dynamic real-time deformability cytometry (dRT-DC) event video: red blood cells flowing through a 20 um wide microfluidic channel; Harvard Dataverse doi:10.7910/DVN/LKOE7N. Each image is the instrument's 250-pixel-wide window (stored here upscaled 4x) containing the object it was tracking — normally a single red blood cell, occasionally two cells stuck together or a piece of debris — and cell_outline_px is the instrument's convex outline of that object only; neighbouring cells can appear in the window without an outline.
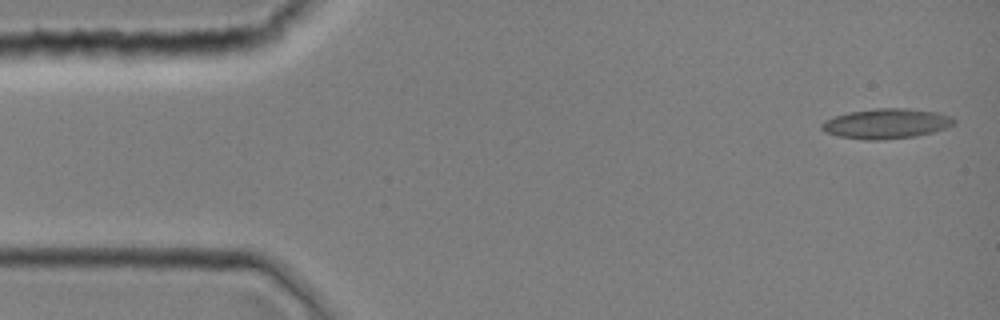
{"species": "common noctule bat (a hibernating species)", "species_latin": "Nyctalus noctula", "temperature_condition": "room temperature", "stored_images_in_passage": 1, "camera_frame_rate_fps": 3000, "um_per_image_px": 0.085, "animal": {"sex": "female", "body_mass_g": 19.0, "forearm_length_mm": 51.5}, "frame": {"image": 1, "passage_image": 1, "time_ms": 0.0, "image_size_px": [1000, 320], "cell_outline_px": [[956, 124], [932, 132], [916, 136], [876, 140], [868, 140], [836, 136], [824, 132], [820, 128], [820, 124], [824, 120], [848, 112], [876, 108], [904, 108], [936, 112], [952, 116], [956, 120]], "centroid_in_image_um": [75.31, 10.5], "position_along_channel_um": 9.7, "area_um2": 23.18}}